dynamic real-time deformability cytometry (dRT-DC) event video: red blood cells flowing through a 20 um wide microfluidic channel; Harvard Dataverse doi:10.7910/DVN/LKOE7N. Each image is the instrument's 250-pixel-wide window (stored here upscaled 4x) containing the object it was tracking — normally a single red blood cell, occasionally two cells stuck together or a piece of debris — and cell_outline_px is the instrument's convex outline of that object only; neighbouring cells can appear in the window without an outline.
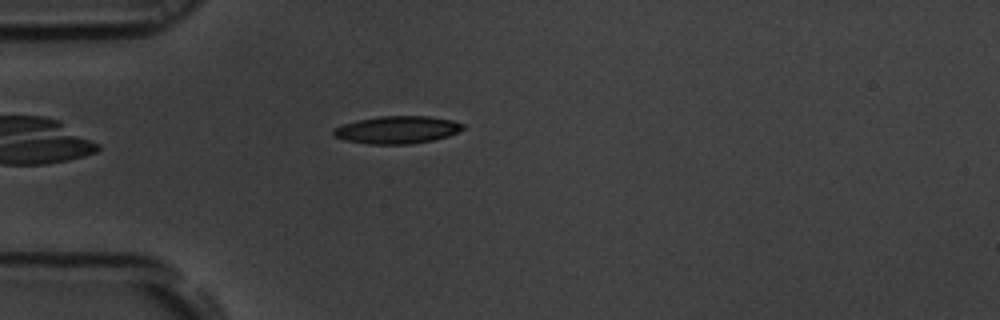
{"species": "common noctule bat (a hibernating species)", "species_latin": "Nyctalus noctula", "temperature_condition": "room temperature", "stored_images_in_passage": 38, "camera_frame_rate_fps": 3000, "um_per_image_px": 0.085, "animal": {"sex": "male", "body_mass_g": 19.5, "forearm_length_mm": 54.6}, "frame": {"image": 1, "passage_image": 3, "time_ms": 0.667, "image_size_px": [1000, 320], "cell_outline_px": [[464, 128], [448, 136], [432, 140], [408, 144], [368, 144], [344, 140], [332, 136], [332, 128], [356, 120], [380, 116], [428, 116], [452, 120], [464, 124]], "centroid_in_image_um": [33.7, 11.03], "position_along_channel_um": 51.3, "area_um2": 20.81}}
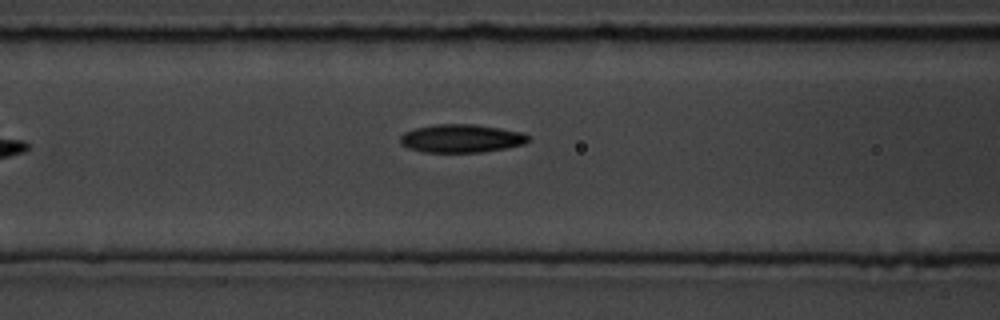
{"frame": {"image": 2, "passage_image": 10, "time_ms": 3.0, "image_size_px": [1000, 320], "cell_outline_px": [[532, 140], [524, 144], [508, 148], [480, 152], [424, 152], [408, 148], [400, 144], [400, 136], [404, 132], [416, 128], [436, 124], [472, 124], [500, 128], [524, 132]], "centroid_in_image_um": [39.24, 11.77], "position_along_channel_um": 127.4, "area_um2": 21.21}}
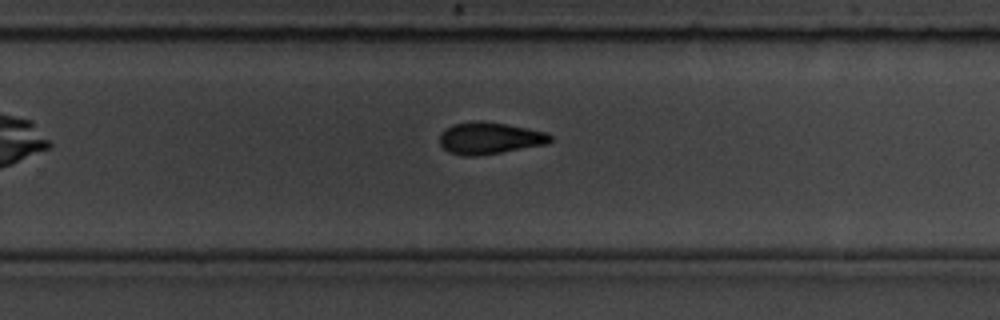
{"frame": {"image": 3, "passage_image": 23, "time_ms": 7.333, "image_size_px": [1000, 320], "cell_outline_px": [[552, 140], [548, 144], [476, 156], [464, 156], [448, 152], [440, 144], [440, 136], [444, 128], [452, 124], [472, 120], [484, 120], [528, 128], [548, 132], [552, 136]], "centroid_in_image_um": [41.61, 11.72], "position_along_channel_um": 288.2, "area_um2": 20.81}, "authors_computed_cell_mechanics": {"area_um2": 20.7502, "velocity_mm_per_s": 3.7217, "shape_relaxation_time_tau1_ms": 5.4951, "shape_relaxation_time_tau2_ms": 4.6326, "deformation_change_tau1": 0.1813, "deformation_change_tau2": 0.1271}}